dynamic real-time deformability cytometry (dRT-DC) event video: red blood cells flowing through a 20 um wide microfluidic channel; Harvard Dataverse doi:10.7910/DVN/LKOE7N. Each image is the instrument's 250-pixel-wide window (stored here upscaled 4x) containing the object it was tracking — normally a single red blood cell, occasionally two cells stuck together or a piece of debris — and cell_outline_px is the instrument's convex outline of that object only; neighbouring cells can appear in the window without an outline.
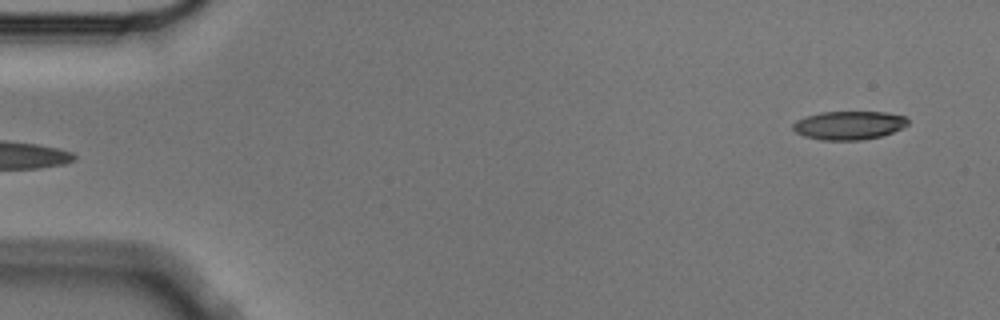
{"species": "Egyptian fruit bat (a non-hibernating species)", "species_latin": "Rousettus aegyptiacus", "temperature_condition": "cold", "stored_images_in_passage": 4, "segment_of_instrument_passage": [2, 2], "camera_frame_rate_fps": 3000, "um_per_image_px": 0.085, "animal": {"sex": "male"}, "frame": {"image": 1, "passage_image": 4, "time_ms": 1.0, "image_size_px": [1000, 320], "cell_outline_px": [[908, 124], [892, 132], [880, 136], [860, 140], [820, 140], [804, 136], [796, 132], [792, 128], [792, 124], [796, 120], [804, 116], [820, 112], [888, 112], [904, 116], [908, 120]], "centroid_in_image_um": [72.11, 10.64], "position_along_channel_um": 12.9, "area_um2": 19.13}}